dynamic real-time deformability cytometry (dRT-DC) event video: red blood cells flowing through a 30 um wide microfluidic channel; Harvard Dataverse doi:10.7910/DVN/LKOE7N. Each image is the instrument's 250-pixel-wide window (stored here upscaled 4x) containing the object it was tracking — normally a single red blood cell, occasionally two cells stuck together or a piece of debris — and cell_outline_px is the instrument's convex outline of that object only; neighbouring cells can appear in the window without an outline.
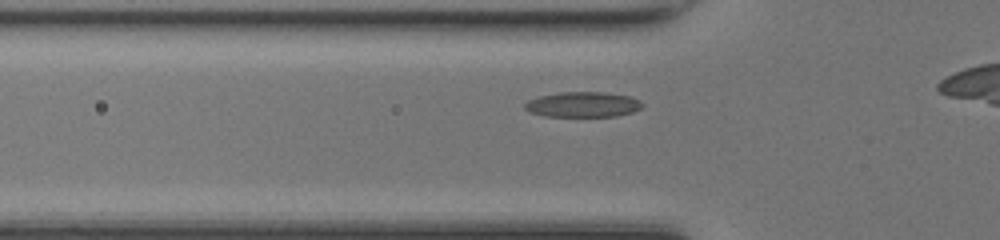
{"species": "common noctule bat (a hibernating species)", "species_latin": "Nyctalus noctula", "temperature_condition": "room temperature", "stored_images_in_passage": 35, "camera_frame_rate_fps": 3000, "um_per_image_px": 0.085, "animal": {"sex": "female", "body_mass_g": 17.0, "forearm_length_mm": 48.0}, "frame": {"image": 1, "passage_image": 11, "time_ms": 3.333, "image_size_px": [1000, 240], "cell_outline_px": [[644, 104], [640, 108], [632, 112], [616, 116], [544, 116], [528, 112], [524, 108], [524, 104], [528, 100], [540, 96], [560, 92], [600, 92], [628, 96], [640, 100]], "centroid_in_image_um": [49.51, 8.88], "position_along_channel_um": 76.3, "area_um2": 17.22}}
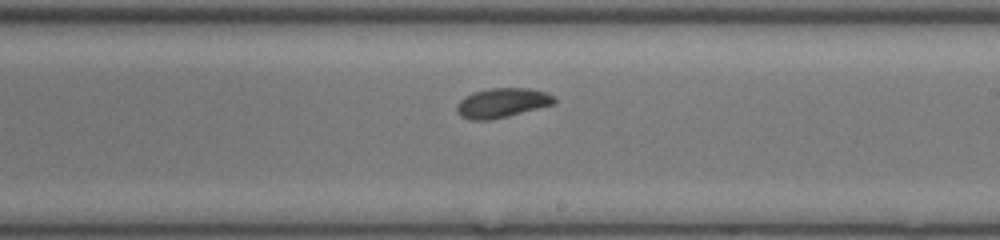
{"frame": {"image": 2, "passage_image": 23, "time_ms": 7.333, "image_size_px": [1000, 240], "cell_outline_px": [[556, 100], [552, 104], [508, 116], [492, 120], [472, 120], [460, 116], [456, 112], [456, 104], [464, 96], [472, 92], [488, 88], [528, 88], [544, 92], [552, 96]], "centroid_in_image_um": [42.59, 8.74], "position_along_channel_um": 246.4, "area_um2": 16.7}}
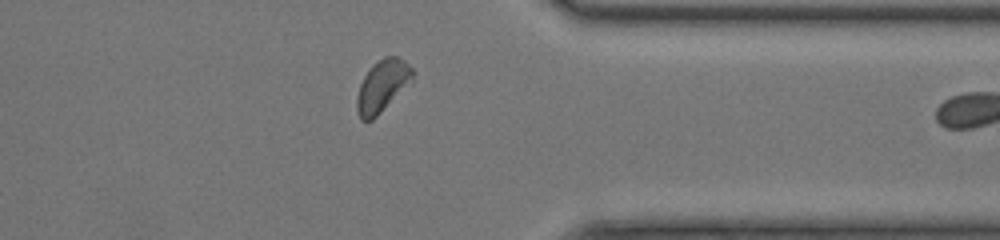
{"frame": {"image": 3, "passage_image": 33, "time_ms": 10.667, "image_size_px": [1000, 240], "cell_outline_px": [[416, 72], [412, 80], [372, 120], [360, 120], [356, 112], [356, 96], [360, 84], [364, 76], [372, 64], [384, 56], [396, 56], [404, 60]], "centroid_in_image_um": [32.47, 7.28], "position_along_channel_um": 378.9, "area_um2": 16.76}}